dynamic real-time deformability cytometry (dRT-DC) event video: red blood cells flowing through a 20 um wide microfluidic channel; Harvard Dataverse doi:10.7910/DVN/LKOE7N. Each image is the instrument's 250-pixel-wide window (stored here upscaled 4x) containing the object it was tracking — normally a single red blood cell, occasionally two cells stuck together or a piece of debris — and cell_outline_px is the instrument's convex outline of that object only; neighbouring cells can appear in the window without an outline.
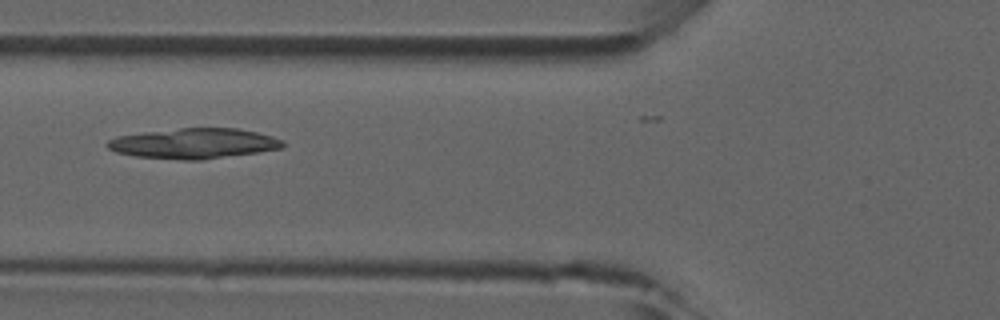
{"species": "common noctule bat (a hibernating species)", "species_latin": "Nyctalus noctula", "temperature_condition": "room temperature", "stored_images_in_passage": 25, "camera_frame_rate_fps": 3000, "um_per_image_px": 0.085, "animal": {"sex": "male", "forearm_length_mm": 52.5}, "frame": {"image": 1, "passage_image": 2, "time_ms": 0.333, "image_size_px": [1000, 320], "cell_outline_px": [[284, 148], [200, 160], [184, 160], [136, 156], [116, 152], [108, 148], [104, 144], [108, 140], [116, 136], [144, 132], [180, 128], [236, 128], [256, 132], [272, 136], [284, 140]], "centroid_in_image_um": [16.46, 12.19], "position_along_channel_um": 109.3, "area_um2": 30.87}}
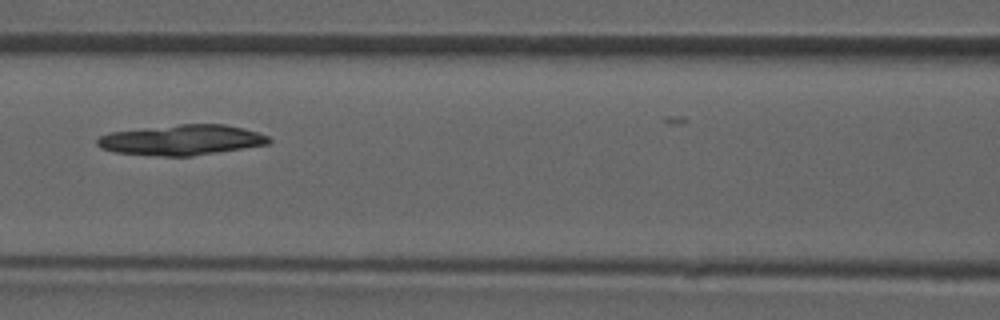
{"frame": {"image": 2, "passage_image": 5, "time_ms": 1.333, "image_size_px": [1000, 320], "cell_outline_px": [[272, 140], [268, 144], [192, 156], [160, 156], [116, 152], [104, 148], [96, 144], [96, 140], [100, 136], [112, 132], [144, 128], [180, 124], [224, 124], [244, 128], [268, 136]], "centroid_in_image_um": [15.46, 11.89], "position_along_channel_um": 151.1, "area_um2": 30.0}}